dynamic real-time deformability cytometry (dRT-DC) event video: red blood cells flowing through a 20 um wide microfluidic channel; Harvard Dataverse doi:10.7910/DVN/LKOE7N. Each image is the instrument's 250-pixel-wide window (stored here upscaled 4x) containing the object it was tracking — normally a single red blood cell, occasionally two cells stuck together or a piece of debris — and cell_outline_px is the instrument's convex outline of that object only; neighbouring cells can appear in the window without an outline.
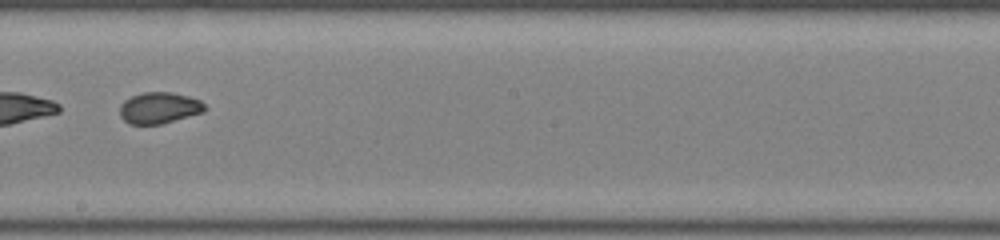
{"species": "common noctule bat (a hibernating species)", "species_latin": "Nyctalus noctula", "temperature_condition": "room temperature", "stored_images_in_passage": 45, "camera_frame_rate_fps": 3000, "um_per_image_px": 0.085, "animal": {"sex": "female", "body_mass_g": 22.0, "forearm_length_mm": 56.7}, "frame": {"image": 1, "passage_image": 26, "time_ms": 8.333, "image_size_px": [1000, 240], "cell_outline_px": [[208, 108], [204, 112], [160, 124], [128, 124], [120, 116], [120, 104], [124, 100], [132, 96], [144, 92], [172, 92], [188, 96], [200, 100]], "centroid_in_image_um": [13.53, 9.17], "position_along_channel_um": 234.7, "area_um2": 15.55}}